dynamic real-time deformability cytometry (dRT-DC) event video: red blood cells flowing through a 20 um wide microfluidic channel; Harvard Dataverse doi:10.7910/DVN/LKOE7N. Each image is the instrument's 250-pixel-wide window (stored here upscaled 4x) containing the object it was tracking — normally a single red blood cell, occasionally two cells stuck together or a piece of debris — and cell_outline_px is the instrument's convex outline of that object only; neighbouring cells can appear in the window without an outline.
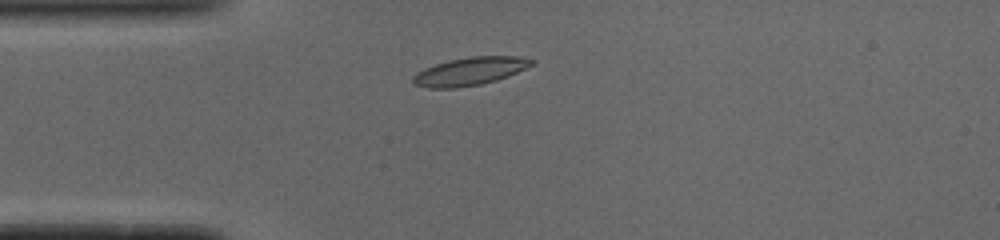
{"species": "common noctule bat (a hibernating species)", "species_latin": "Nyctalus noctula", "temperature_condition": "cold", "stored_images_in_passage": 39, "camera_frame_rate_fps": 3000, "um_per_image_px": 0.085, "animal": {"sex": "male", "body_mass_g": 19.0, "forearm_length_mm": 50.8}, "frame": {"image": 1, "passage_image": 1, "time_ms": 0.0, "image_size_px": [1000, 240], "cell_outline_px": [[536, 64], [508, 76], [496, 80], [480, 84], [456, 88], [428, 88], [412, 84], [412, 76], [416, 72], [424, 68], [448, 60], [472, 56], [516, 56], [536, 60]], "centroid_in_image_um": [39.94, 6.06], "position_along_channel_um": 45.1, "area_um2": 19.54}}
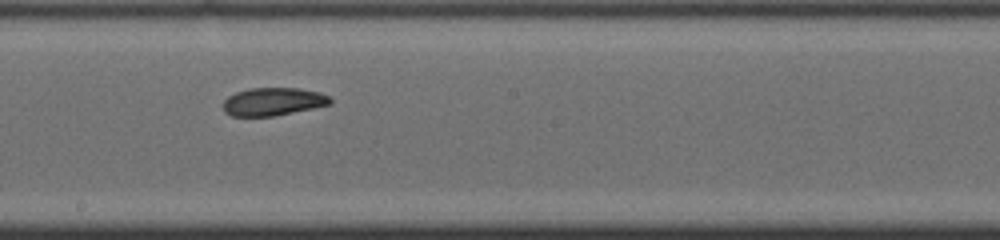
{"frame": {"image": 2, "passage_image": 16, "time_ms": 5.0, "image_size_px": [1000, 240], "cell_outline_px": [[332, 100], [328, 104], [312, 108], [272, 116], [232, 116], [224, 112], [224, 100], [228, 96], [236, 92], [248, 88], [300, 88], [320, 92], [328, 96]], "centroid_in_image_um": [23.18, 8.63], "position_along_channel_um": 225.0, "area_um2": 17.28}}
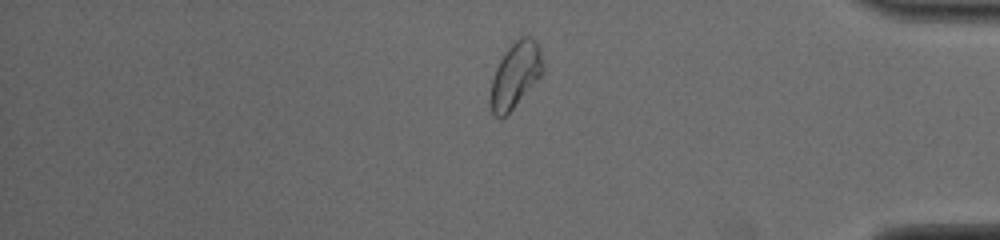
{"frame": {"image": 3, "passage_image": 31, "time_ms": 10.0, "image_size_px": [1000, 240], "cell_outline_px": [[544, 68], [540, 76], [512, 108], [500, 120], [492, 112], [488, 100], [492, 80], [496, 68], [504, 52], [520, 36], [528, 36], [536, 40], [540, 52]], "centroid_in_image_um": [43.77, 6.38], "position_along_channel_um": 391.4, "area_um2": 19.71}, "authors_computed_cell_mechanics": {"area_um2": 18.207, "velocity_mm_per_s": 3.8817, "shape_relaxation_time_tau1_ms": 5.1249, "shape_relaxation_time_tau2_ms": 3.3694, "deformation_change_tau1": 0.1465, "deformation_change_tau2": 0.0725}}